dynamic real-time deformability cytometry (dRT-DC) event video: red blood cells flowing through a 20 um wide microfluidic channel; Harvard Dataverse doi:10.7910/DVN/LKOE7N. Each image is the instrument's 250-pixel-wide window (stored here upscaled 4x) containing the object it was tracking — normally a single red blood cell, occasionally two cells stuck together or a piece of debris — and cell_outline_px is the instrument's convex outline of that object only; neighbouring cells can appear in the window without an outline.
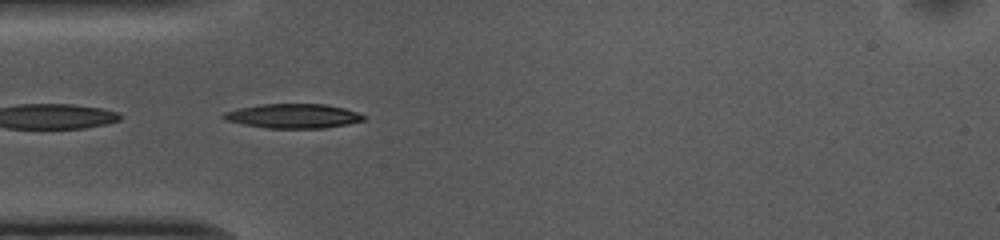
{"species": "common noctule bat (a hibernating species)", "species_latin": "Nyctalus noctula", "temperature_condition": "cold", "stored_images_in_passage": 9, "camera_frame_rate_fps": 3000, "um_per_image_px": 0.085, "animal": {"sex": "female", "body_mass_g": 10.0, "forearm_length_mm": 53.1}, "frame": {"image": 1, "passage_image": 1, "time_ms": 0.0, "image_size_px": [1000, 240], "cell_outline_px": [[368, 116], [364, 120], [348, 124], [324, 128], [268, 128], [244, 124], [224, 120], [220, 116], [224, 112], [240, 108], [260, 104], [324, 104], [344, 108], [360, 112]], "centroid_in_image_um": [24.96, 9.86], "position_along_channel_um": 60.0, "area_um2": 20.0}}